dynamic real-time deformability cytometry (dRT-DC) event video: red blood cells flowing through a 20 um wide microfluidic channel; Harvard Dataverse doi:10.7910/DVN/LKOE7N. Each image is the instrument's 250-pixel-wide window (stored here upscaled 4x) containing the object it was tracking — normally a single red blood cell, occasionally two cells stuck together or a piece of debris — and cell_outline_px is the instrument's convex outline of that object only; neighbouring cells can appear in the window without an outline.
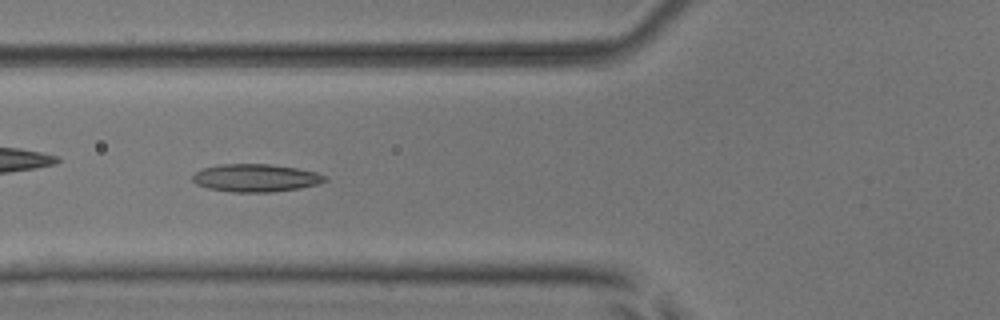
{"species": "common noctule bat (a hibernating species)", "species_latin": "Nyctalus noctula", "temperature_condition": "room temperature", "stored_images_in_passage": 53, "camera_frame_rate_fps": 3000, "um_per_image_px": 0.085, "animal": {"sex": "male", "body_mass_g": 17.9, "forearm_length_mm": 54.2}, "frame": {"image": 1, "passage_image": 20, "time_ms": 6.333, "image_size_px": [1000, 320], "cell_outline_px": [[328, 180], [320, 184], [300, 188], [272, 192], [232, 192], [208, 188], [196, 184], [192, 180], [192, 176], [200, 168], [220, 164], [268, 164], [296, 168], [316, 172], [328, 176]], "centroid_in_image_um": [21.75, 15.12], "position_along_channel_um": 104.1, "area_um2": 21.62}}
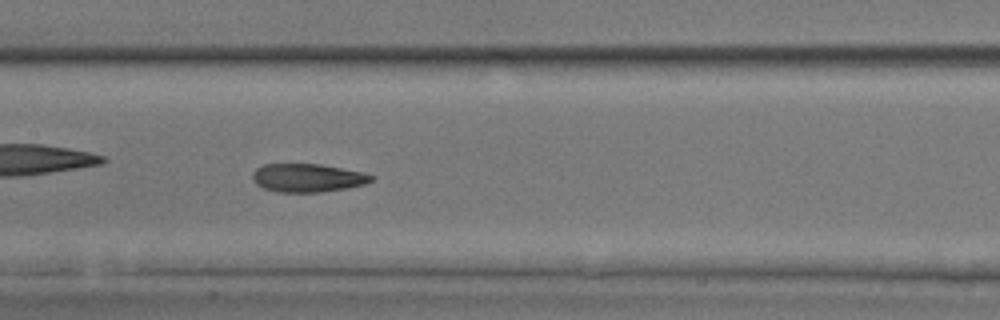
{"frame": {"image": 2, "passage_image": 26, "time_ms": 8.333, "image_size_px": [1000, 320], "cell_outline_px": [[376, 176], [372, 180], [364, 184], [348, 188], [320, 192], [280, 192], [264, 188], [256, 184], [252, 180], [252, 172], [256, 168], [264, 164], [320, 164], [360, 172]], "centroid_in_image_um": [26.11, 15.12], "position_along_channel_um": 181.3, "area_um2": 19.54}}
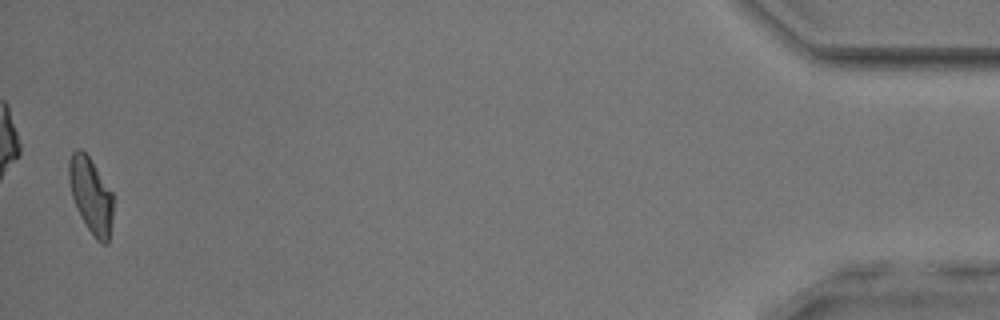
{"frame": {"image": 3, "passage_image": 52, "time_ms": 17.0, "image_size_px": [1000, 320], "cell_outline_px": [[112, 220], [108, 244], [100, 244], [96, 240], [80, 216], [76, 208], [72, 196], [68, 180], [68, 160], [72, 152], [76, 148], [80, 148], [88, 156], [112, 192]], "centroid_in_image_um": [7.7, 16.62], "position_along_channel_um": 427.5, "area_um2": 19.48}, "authors_computed_cell_mechanics": {"area_um2": 20.1722, "velocity_mm_per_s": 3.8624, "shape_relaxation_time_tau1_ms": 8.4164, "shape_relaxation_time_tau2_ms": 2.4153, "deformation_change_tau1": 0.1792, "deformation_change_tau2": 0.0991}}